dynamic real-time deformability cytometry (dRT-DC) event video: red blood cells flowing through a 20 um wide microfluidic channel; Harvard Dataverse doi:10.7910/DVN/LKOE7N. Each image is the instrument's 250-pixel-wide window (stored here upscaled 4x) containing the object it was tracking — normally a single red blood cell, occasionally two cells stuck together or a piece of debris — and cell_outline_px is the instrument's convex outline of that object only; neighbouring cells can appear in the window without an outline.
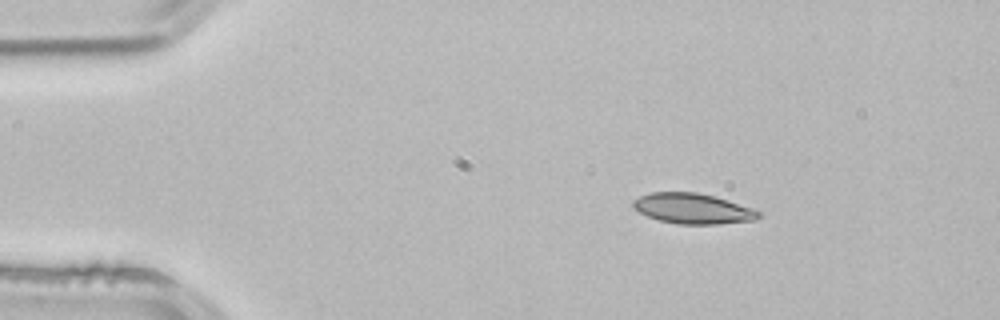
{"species": "common noctule bat (a hibernating species)", "species_latin": "Nyctalus noctula", "temperature_condition": "room temperature", "stored_images_in_passage": 2, "camera_frame_rate_fps": 3000, "um_per_image_px": 0.085, "animal": {"sex": "male", "body_mass_g": 21.5, "forearm_length_mm": 52.0}, "frame": {"image": 1, "passage_image": 1, "time_ms": 0.0, "image_size_px": [1000, 320], "cell_outline_px": [[760, 216], [752, 220], [720, 224], [676, 224], [660, 220], [648, 216], [632, 208], [632, 200], [640, 196], [652, 192], [696, 192], [728, 200], [752, 208], [760, 212]], "centroid_in_image_um": [58.85, 17.73], "position_along_channel_um": 26.1, "area_um2": 22.08}}